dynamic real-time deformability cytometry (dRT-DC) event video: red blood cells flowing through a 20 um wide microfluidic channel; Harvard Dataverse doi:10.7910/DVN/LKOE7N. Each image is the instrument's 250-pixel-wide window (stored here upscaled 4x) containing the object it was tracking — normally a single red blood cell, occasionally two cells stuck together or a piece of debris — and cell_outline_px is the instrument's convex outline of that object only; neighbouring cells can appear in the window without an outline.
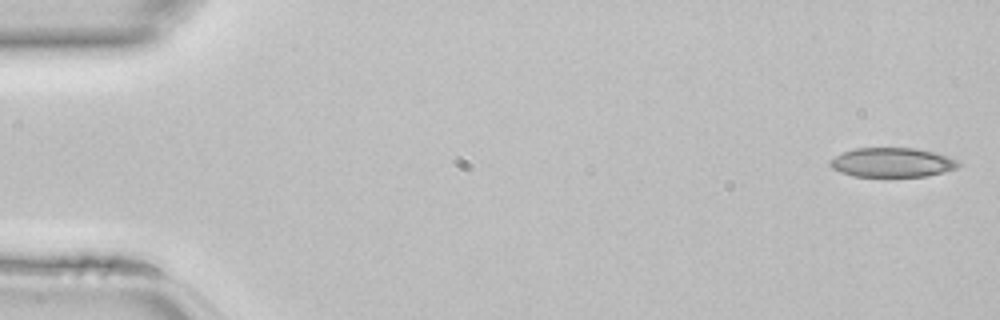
{"species": "common noctule bat (a hibernating species)", "species_latin": "Nyctalus noctula", "temperature_condition": "room temperature", "stored_images_in_passage": 10, "camera_frame_rate_fps": 3000, "um_per_image_px": 0.085, "animal": {"sex": "female", "body_mass_g": 22.7, "forearm_length_mm": 54.2}, "frame": {"image": 1, "passage_image": 1, "time_ms": 0.0, "image_size_px": [1000, 320], "cell_outline_px": [[960, 164], [956, 168], [944, 172], [928, 176], [852, 176], [840, 172], [832, 168], [828, 160], [844, 152], [856, 148], [916, 148], [948, 156], [956, 160]], "centroid_in_image_um": [75.82, 13.81], "position_along_channel_um": 9.2, "area_um2": 21.79}}